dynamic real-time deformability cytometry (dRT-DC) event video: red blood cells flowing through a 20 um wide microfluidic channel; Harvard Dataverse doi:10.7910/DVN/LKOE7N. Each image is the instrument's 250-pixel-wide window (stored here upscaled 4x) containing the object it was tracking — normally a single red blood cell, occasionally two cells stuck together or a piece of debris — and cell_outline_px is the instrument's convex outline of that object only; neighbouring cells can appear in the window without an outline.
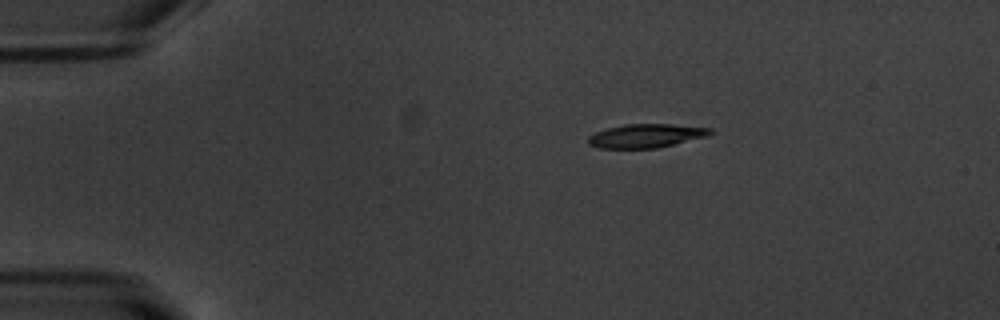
{"species": "common noctule bat (a hibernating species)", "species_latin": "Nyctalus noctula", "temperature_condition": "warm", "stored_images_in_passage": 45, "camera_frame_rate_fps": 3000, "um_per_image_px": 0.085, "animal": {"sex": "male", "body_mass_g": 20.1, "forearm_length_mm": 53.5}, "frame": {"image": 1, "passage_image": 1, "time_ms": 0.0, "image_size_px": [1000, 320], "cell_outline_px": [[712, 132], [708, 136], [656, 148], [600, 148], [588, 144], [588, 136], [596, 132], [608, 128], [624, 124], [672, 124], [712, 128]], "centroid_in_image_um": [54.91, 11.54], "position_along_channel_um": 30.1, "area_um2": 16.76}}
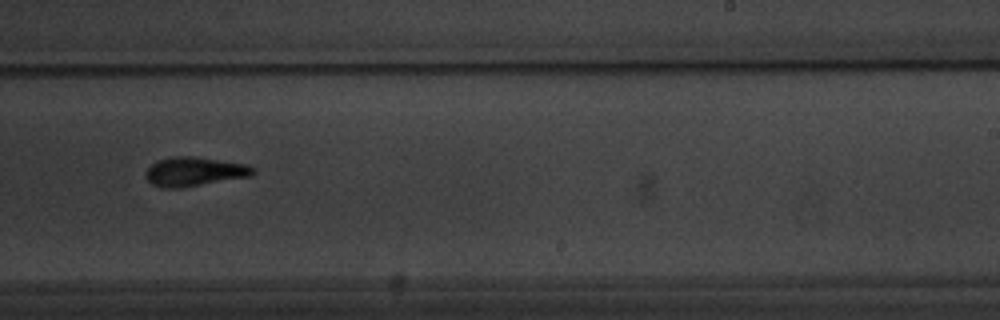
{"frame": {"image": 2, "passage_image": 25, "time_ms": 8.0, "image_size_px": [1000, 320], "cell_outline_px": [[256, 172], [252, 176], [180, 188], [160, 188], [152, 184], [144, 176], [144, 172], [156, 160], [172, 156], [196, 156], [244, 164], [256, 168]], "centroid_in_image_um": [16.5, 14.58], "position_along_channel_um": 272.5, "area_um2": 18.44}}
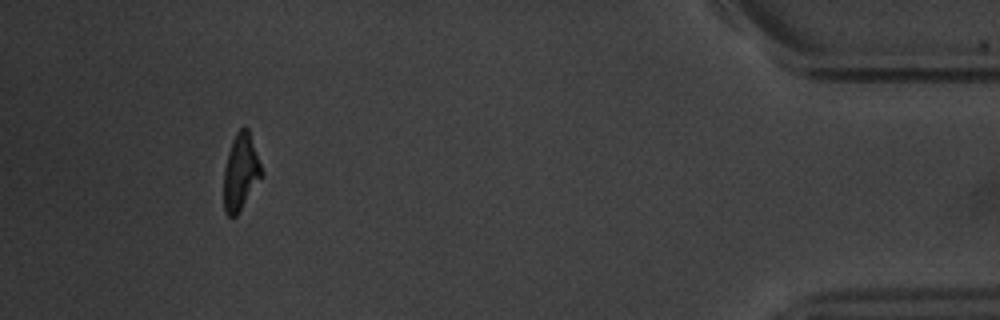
{"frame": {"image": 3, "passage_image": 41, "time_ms": 13.333, "image_size_px": [1000, 320], "cell_outline_px": [[264, 172], [236, 216], [228, 216], [224, 212], [224, 168], [228, 152], [232, 140], [236, 132], [244, 124], [248, 128]], "centroid_in_image_um": [20.45, 14.58], "position_along_channel_um": 414.7, "area_um2": 16.76}, "authors_computed_cell_mechanics": {"area_um2": 17.5712, "velocity_mm_per_s": 3.7853, "shape_relaxation_time_tau1_ms": 2.9463, "shape_relaxation_time_tau2_ms": 5.3437, "deformation_change_tau1": 0.1775, "deformation_change_tau2": 0.1345}}